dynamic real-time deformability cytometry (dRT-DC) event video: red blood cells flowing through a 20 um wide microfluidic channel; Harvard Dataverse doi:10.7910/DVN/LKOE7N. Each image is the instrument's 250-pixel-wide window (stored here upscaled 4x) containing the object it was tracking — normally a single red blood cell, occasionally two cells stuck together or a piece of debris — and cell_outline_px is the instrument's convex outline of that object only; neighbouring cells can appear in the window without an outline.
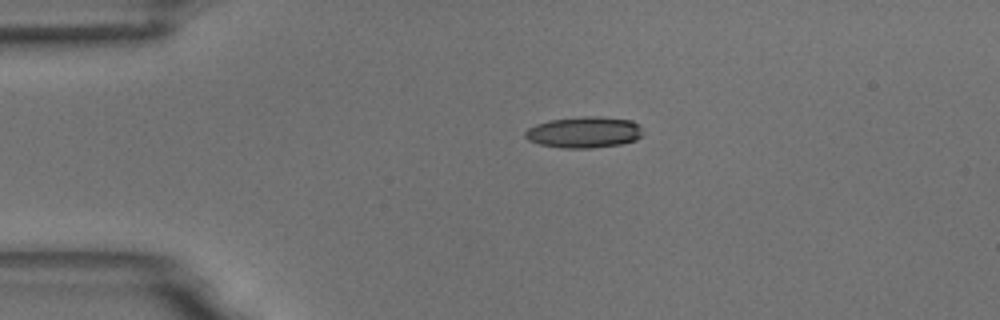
{"species": "common noctule bat (a hibernating species)", "species_latin": "Nyctalus noctula", "temperature_condition": "room temperature", "stored_images_in_passage": 2, "camera_frame_rate_fps": 3000, "um_per_image_px": 0.085, "animal": {"sex": "male", "body_mass_g": 18.8}, "frame": {"image": 1, "passage_image": 1, "time_ms": 0.0, "image_size_px": [1000, 320], "cell_outline_px": [[644, 132], [636, 140], [620, 144], [592, 148], [560, 148], [540, 144], [528, 140], [524, 136], [524, 132], [528, 128], [536, 124], [548, 120], [580, 116], [600, 116], [632, 120], [640, 124]], "centroid_in_image_um": [49.66, 11.23], "position_along_channel_um": 35.3, "area_um2": 21.73}}